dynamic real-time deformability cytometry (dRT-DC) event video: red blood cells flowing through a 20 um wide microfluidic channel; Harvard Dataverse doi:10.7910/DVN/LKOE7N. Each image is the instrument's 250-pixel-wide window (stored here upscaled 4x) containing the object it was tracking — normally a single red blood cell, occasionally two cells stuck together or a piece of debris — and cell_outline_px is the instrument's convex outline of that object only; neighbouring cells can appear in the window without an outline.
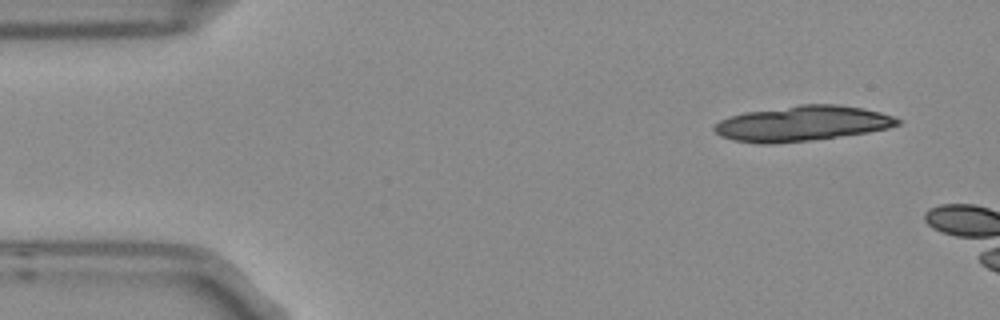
{"species": "Egyptian fruit bat (a non-hibernating species)", "species_latin": "Rousettus aegyptiacus", "temperature_condition": "room temperature", "stored_images_in_passage": 3, "camera_frame_rate_fps": 3000, "um_per_image_px": 0.085, "frame": {"image": 1, "passage_image": 1, "time_ms": 0.0, "image_size_px": [1000, 320], "cell_outline_px": [[900, 124], [888, 128], [868, 132], [812, 140], [772, 144], [760, 144], [732, 140], [720, 136], [712, 128], [720, 120], [728, 116], [744, 112], [800, 104], [836, 104], [860, 108], [880, 112], [896, 116], [900, 120]], "centroid_in_image_um": [68.16, 10.5], "position_along_channel_um": 16.8, "area_um2": 37.8}}